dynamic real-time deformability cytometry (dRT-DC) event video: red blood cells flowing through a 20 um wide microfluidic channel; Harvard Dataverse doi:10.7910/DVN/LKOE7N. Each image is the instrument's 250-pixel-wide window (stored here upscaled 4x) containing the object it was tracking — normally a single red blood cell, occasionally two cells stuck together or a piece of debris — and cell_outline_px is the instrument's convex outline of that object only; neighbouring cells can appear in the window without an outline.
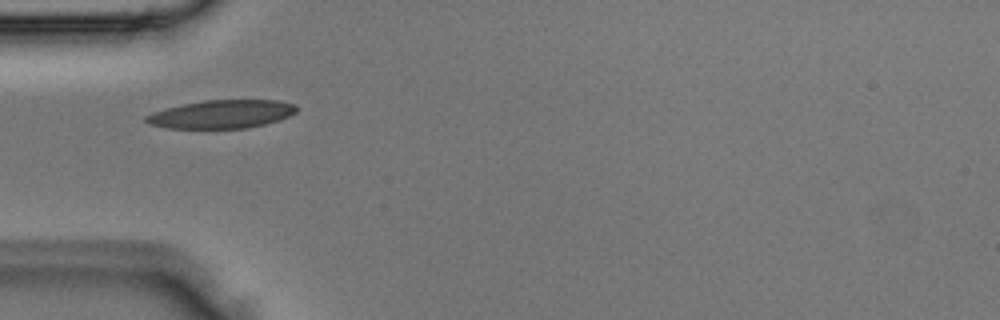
{"species": "Egyptian fruit bat (a non-hibernating species)", "species_latin": "Rousettus aegyptiacus", "temperature_condition": "room temperature", "stored_images_in_passage": 1, "camera_frame_rate_fps": 3000, "um_per_image_px": 0.085, "animal": {"sex": "male"}, "frame": {"image": 1, "passage_image": 1, "time_ms": 0.0, "image_size_px": [1000, 320], "cell_outline_px": [[300, 108], [296, 112], [280, 120], [264, 124], [244, 128], [168, 128], [148, 124], [144, 120], [144, 116], [152, 112], [184, 104], [204, 100], [280, 100], [296, 104]], "centroid_in_image_um": [18.87, 9.7], "position_along_channel_um": 66.1, "area_um2": 24.85}}